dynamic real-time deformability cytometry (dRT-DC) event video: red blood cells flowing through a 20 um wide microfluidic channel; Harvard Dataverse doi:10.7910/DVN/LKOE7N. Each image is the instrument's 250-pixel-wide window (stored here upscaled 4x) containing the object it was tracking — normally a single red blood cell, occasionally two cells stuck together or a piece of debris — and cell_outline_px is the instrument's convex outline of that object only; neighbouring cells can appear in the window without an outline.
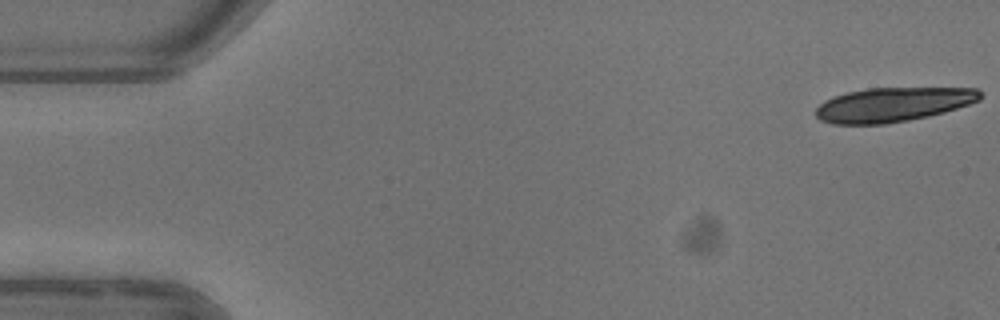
{"species": "common noctule bat (a hibernating species)", "species_latin": "Nyctalus noctula", "temperature_condition": "warm", "stored_images_in_passage": 4, "camera_frame_rate_fps": 3000, "um_per_image_px": 0.085, "animal": {"sex": "female"}, "frame": {"image": 1, "passage_image": 1, "time_ms": 0.0, "image_size_px": [1000, 320], "cell_outline_px": [[980, 100], [944, 112], [928, 116], [908, 120], [884, 124], [832, 124], [820, 120], [816, 116], [816, 108], [824, 100], [848, 92], [868, 88], [980, 88]], "centroid_in_image_um": [75.88, 8.89], "position_along_channel_um": 9.1, "area_um2": 32.66}}